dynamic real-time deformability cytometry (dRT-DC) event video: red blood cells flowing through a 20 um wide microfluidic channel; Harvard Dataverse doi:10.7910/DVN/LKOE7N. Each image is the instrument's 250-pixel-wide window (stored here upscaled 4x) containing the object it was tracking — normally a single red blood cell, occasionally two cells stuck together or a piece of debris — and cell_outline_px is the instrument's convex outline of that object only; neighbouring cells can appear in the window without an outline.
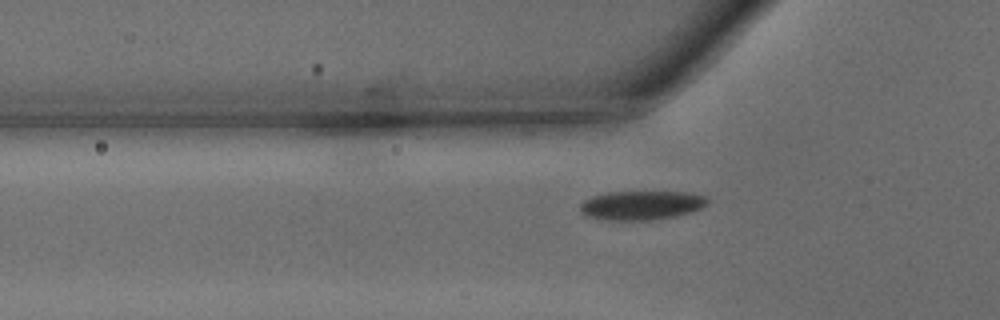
{"species": "common noctule bat (a hibernating species)", "species_latin": "Nyctalus noctula", "temperature_condition": "warm", "stored_images_in_passage": 35, "camera_frame_rate_fps": 3000, "um_per_image_px": 0.085, "animal": {"sex": "male", "body_mass_g": 15.6}, "frame": {"image": 1, "passage_image": 4, "time_ms": 1.0, "image_size_px": [1000, 320], "cell_outline_px": [[708, 204], [692, 212], [676, 216], [652, 220], [608, 220], [584, 216], [580, 212], [580, 204], [584, 200], [592, 196], [608, 192], [688, 192], [704, 196], [708, 200]], "centroid_in_image_um": [54.5, 17.45], "position_along_channel_um": 71.3, "area_um2": 21.68}}
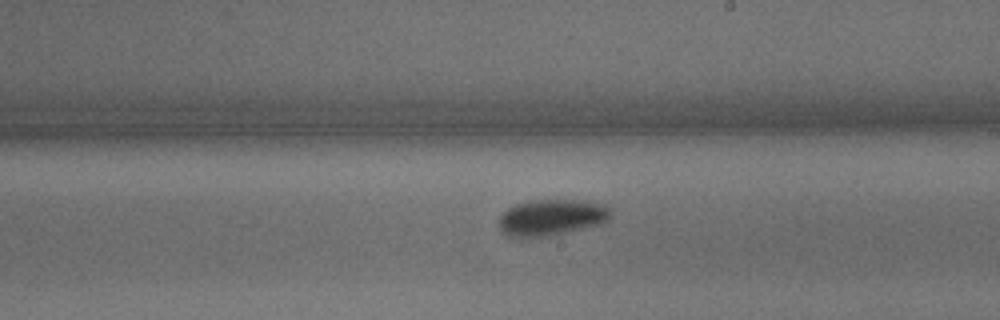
{"frame": {"image": 2, "passage_image": 16, "time_ms": 5.0, "image_size_px": [1000, 320], "cell_outline_px": [[612, 216], [608, 220], [600, 224], [568, 232], [524, 240], [508, 236], [500, 228], [500, 216], [508, 208], [516, 204], [532, 200], [572, 200], [604, 204], [612, 208]], "centroid_in_image_um": [46.89, 18.51], "position_along_channel_um": 242.1, "area_um2": 23.87}}
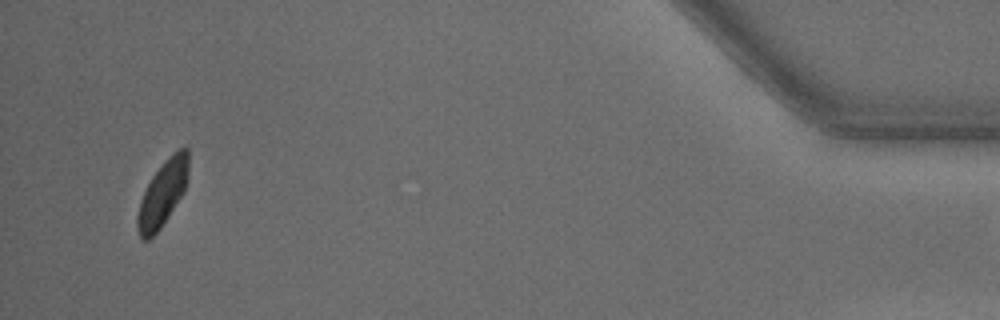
{"frame": {"image": 3, "passage_image": 34, "time_ms": 11.0, "image_size_px": [1000, 320], "cell_outline_px": [[188, 180], [184, 192], [160, 228], [148, 240], [144, 240], [140, 236], [136, 228], [136, 216], [140, 200], [152, 176], [180, 148], [188, 148]], "centroid_in_image_um": [13.81, 16.51], "position_along_channel_um": 421.4, "area_um2": 18.96}}